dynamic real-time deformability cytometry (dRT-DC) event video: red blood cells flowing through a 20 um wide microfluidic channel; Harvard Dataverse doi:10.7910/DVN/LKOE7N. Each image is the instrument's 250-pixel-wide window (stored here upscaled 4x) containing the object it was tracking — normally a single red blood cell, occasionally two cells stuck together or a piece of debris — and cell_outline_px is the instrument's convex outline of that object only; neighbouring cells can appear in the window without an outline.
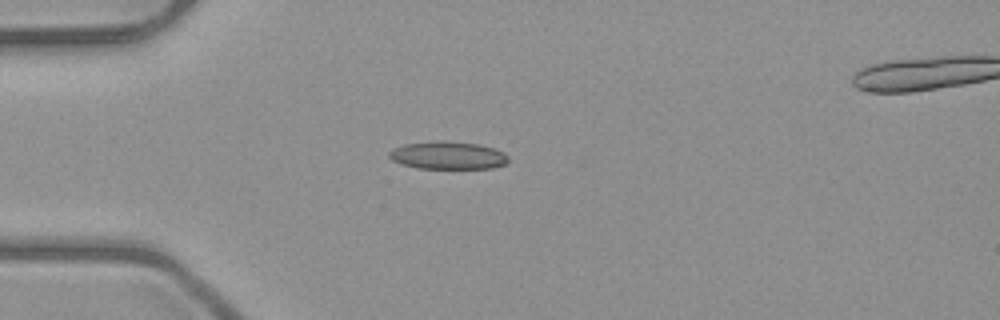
{"species": "common noctule bat (a hibernating species)", "species_latin": "Nyctalus noctula", "temperature_condition": "room temperature", "stored_images_in_passage": 5, "camera_frame_rate_fps": 3000, "um_per_image_px": 0.085, "animal": {"sex": "male", "body_mass_g": 23.1, "forearm_length_mm": 52.7}, "frame": {"image": 1, "passage_image": 4, "time_ms": 4.333, "image_size_px": [1000, 320], "cell_outline_px": [[508, 160], [504, 164], [492, 168], [416, 168], [400, 164], [392, 160], [388, 156], [388, 152], [392, 148], [404, 144], [440, 140], [444, 140], [476, 144], [492, 148], [504, 152], [508, 156]], "centroid_in_image_um": [38.01, 13.2], "position_along_channel_um": 47.0, "area_um2": 19.31}}